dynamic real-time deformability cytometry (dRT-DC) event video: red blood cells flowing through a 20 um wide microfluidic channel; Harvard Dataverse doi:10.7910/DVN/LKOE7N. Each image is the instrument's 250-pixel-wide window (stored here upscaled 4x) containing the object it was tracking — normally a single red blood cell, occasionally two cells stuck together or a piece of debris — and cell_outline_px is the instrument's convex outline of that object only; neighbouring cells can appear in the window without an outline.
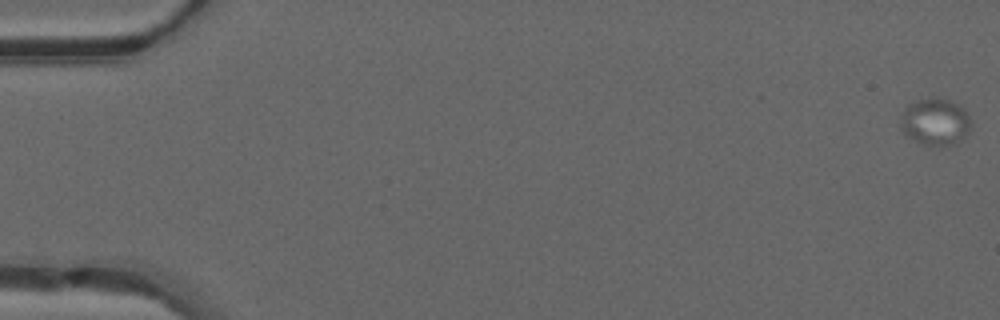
{"species": "common noctule bat (a hibernating species)", "species_latin": "Nyctalus noctula", "temperature_condition": "warm", "stored_images_in_passage": 14, "camera_frame_rate_fps": 3000, "um_per_image_px": 0.085, "animal": {"sex": "male", "forearm_length_mm": 52.5}, "frame": {"image": 1, "passage_image": 1, "time_ms": 0.0, "image_size_px": [1000, 320], "cell_outline_px": [[972, 124], [968, 132], [956, 144], [944, 148], [924, 144], [908, 136], [900, 128], [900, 120], [904, 108], [908, 104], [916, 100], [932, 96], [952, 100], [964, 108], [972, 120]], "centroid_in_image_um": [79.52, 10.34], "position_along_channel_um": 5.5, "area_um2": 19.88}}
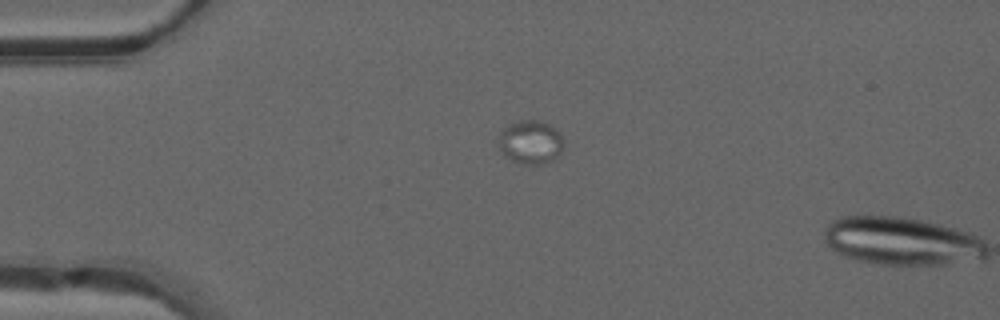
{"frame": {"image": 2, "passage_image": 13, "time_ms": 4.0, "image_size_px": [1000, 320], "cell_outline_px": [[564, 144], [556, 160], [540, 164], [520, 164], [512, 160], [500, 148], [496, 136], [504, 128], [520, 120], [544, 120], [556, 128], [560, 132], [564, 140]], "centroid_in_image_um": [45.14, 12.07], "position_along_channel_um": 39.9, "area_um2": 16.82}}